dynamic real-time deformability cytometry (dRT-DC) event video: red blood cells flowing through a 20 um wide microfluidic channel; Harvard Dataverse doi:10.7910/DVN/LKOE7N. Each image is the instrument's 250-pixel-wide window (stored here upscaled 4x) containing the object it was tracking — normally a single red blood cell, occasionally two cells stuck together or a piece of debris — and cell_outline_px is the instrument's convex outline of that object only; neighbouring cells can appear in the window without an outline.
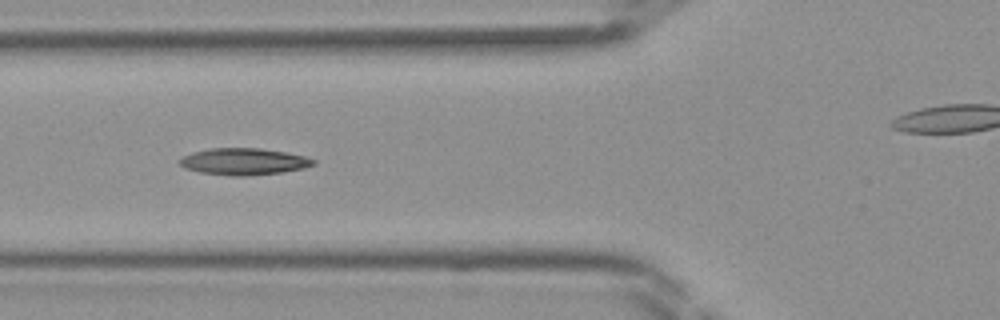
{"species": "Egyptian fruit bat (a non-hibernating species)", "species_latin": "Rousettus aegyptiacus", "temperature_condition": "room temperature", "stored_images_in_passage": 33, "camera_frame_rate_fps": 3000, "um_per_image_px": 0.085, "frame": {"image": 1, "passage_image": 5, "time_ms": 1.333, "image_size_px": [1000, 320], "cell_outline_px": [[316, 164], [304, 168], [280, 172], [248, 176], [232, 176], [200, 172], [184, 168], [180, 164], [180, 160], [184, 156], [192, 152], [212, 148], [260, 148], [284, 152], [304, 156], [316, 160]], "centroid_in_image_um": [20.73, 13.73], "position_along_channel_um": 105.1, "area_um2": 20.69}}
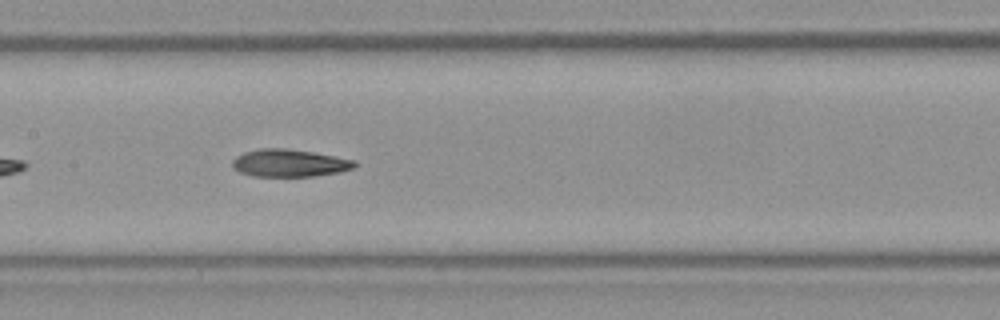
{"frame": {"image": 2, "passage_image": 10, "time_ms": 3.0, "image_size_px": [1000, 320], "cell_outline_px": [[356, 168], [340, 172], [312, 176], [252, 176], [240, 172], [232, 168], [232, 160], [236, 156], [244, 152], [260, 148], [284, 148], [312, 152], [356, 160]], "centroid_in_image_um": [24.59, 13.86], "position_along_channel_um": 182.8, "area_um2": 19.65}}
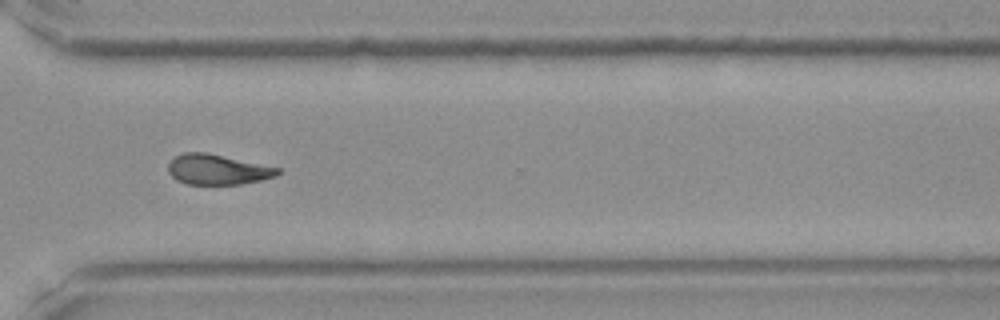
{"frame": {"image": 3, "passage_image": 21, "time_ms": 6.667, "image_size_px": [1000, 320], "cell_outline_px": [[280, 172], [276, 176], [260, 180], [240, 184], [188, 184], [176, 180], [168, 172], [168, 164], [176, 156], [184, 152], [208, 152], [280, 168]], "centroid_in_image_um": [18.48, 14.4], "position_along_channel_um": 352.1, "area_um2": 19.25}}